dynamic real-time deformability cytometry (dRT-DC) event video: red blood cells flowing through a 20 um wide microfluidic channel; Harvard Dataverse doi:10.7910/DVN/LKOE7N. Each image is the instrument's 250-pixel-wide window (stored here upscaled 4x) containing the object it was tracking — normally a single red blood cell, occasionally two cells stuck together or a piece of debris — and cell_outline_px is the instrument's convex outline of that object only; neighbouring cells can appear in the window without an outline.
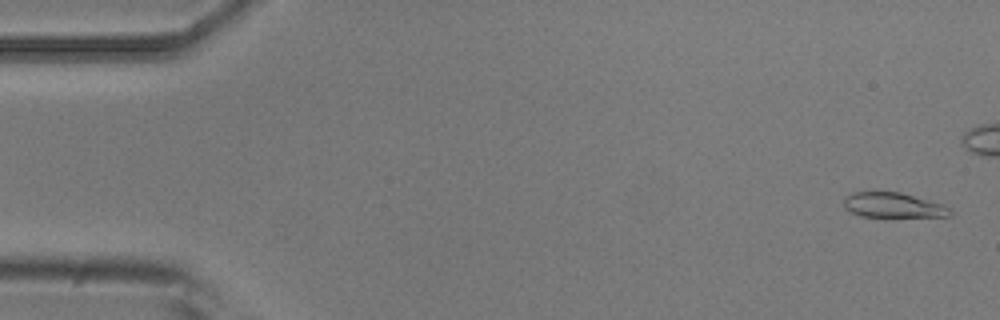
{"species": "common noctule bat (a hibernating species)", "species_latin": "Nyctalus noctula", "temperature_condition": "room temperature", "stored_images_in_passage": 42, "camera_frame_rate_fps": 3000, "um_per_image_px": 0.085, "animal": {"sex": "male", "body_mass_g": 20.5, "forearm_length_mm": 52.5}, "frame": {"image": 1, "passage_image": 2, "time_ms": 0.333, "image_size_px": [1000, 320], "cell_outline_px": [[952, 212], [948, 216], [860, 216], [844, 208], [844, 196], [852, 192], [900, 192], [944, 204]], "centroid_in_image_um": [75.88, 17.42], "position_along_channel_um": 9.1, "area_um2": 15.26}}
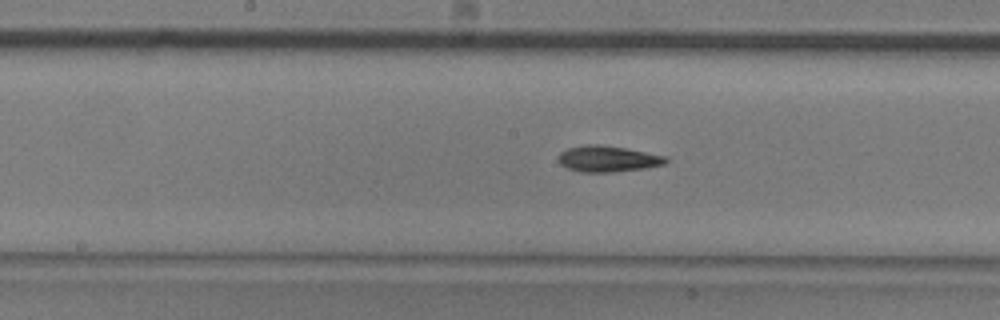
{"frame": {"image": 2, "passage_image": 26, "time_ms": 8.333, "image_size_px": [1000, 320], "cell_outline_px": [[668, 160], [664, 164], [644, 168], [616, 172], [580, 172], [568, 168], [560, 164], [560, 152], [568, 148], [588, 144], [600, 144], [624, 148], [664, 156]], "centroid_in_image_um": [51.64, 13.5], "position_along_channel_um": 196.6, "area_um2": 16.07}}
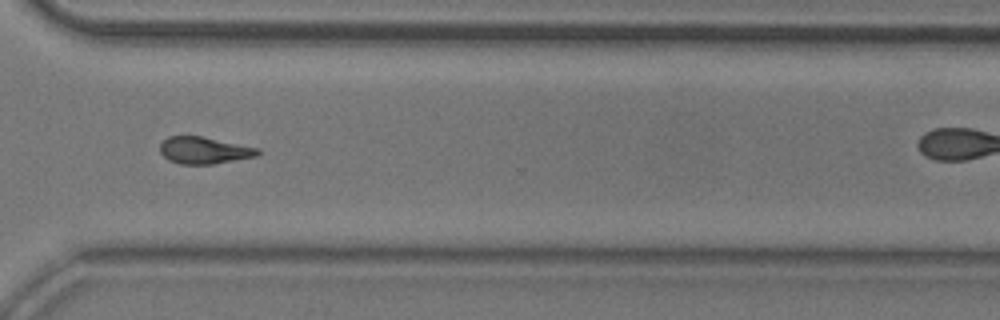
{"frame": {"image": 3, "passage_image": 38, "time_ms": 12.333, "image_size_px": [1000, 320], "cell_outline_px": [[260, 152], [256, 156], [212, 164], [180, 164], [168, 160], [160, 152], [160, 144], [168, 136], [200, 136], [260, 148]], "centroid_in_image_um": [17.33, 12.78], "position_along_channel_um": 353.3, "area_um2": 15.2}}